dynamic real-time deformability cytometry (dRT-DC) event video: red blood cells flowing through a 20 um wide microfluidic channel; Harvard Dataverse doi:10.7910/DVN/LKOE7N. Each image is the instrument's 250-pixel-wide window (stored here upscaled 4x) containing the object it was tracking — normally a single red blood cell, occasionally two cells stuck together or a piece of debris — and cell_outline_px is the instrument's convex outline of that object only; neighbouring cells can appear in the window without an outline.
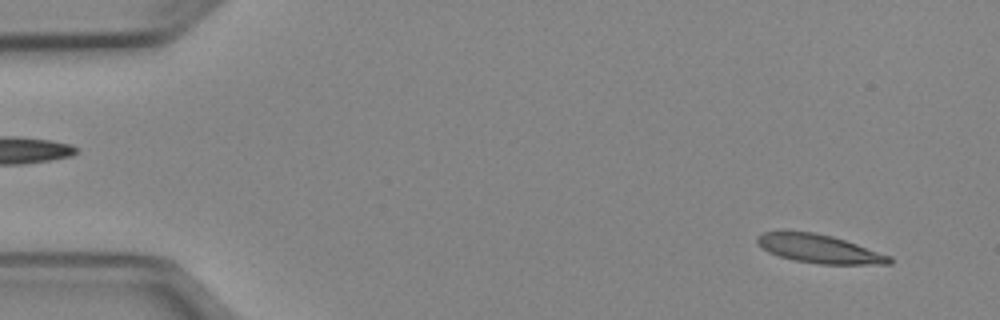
{"species": "Egyptian fruit bat (a non-hibernating species)", "species_latin": "Rousettus aegyptiacus", "temperature_condition": "cold", "stored_images_in_passage": 50, "camera_frame_rate_fps": 3000, "um_per_image_px": 0.085, "animal": {"sex": "female"}, "frame": {"image": 1, "passage_image": 3, "time_ms": 0.667, "image_size_px": [1000, 320], "cell_outline_px": [[892, 264], [820, 264], [792, 260], [768, 252], [756, 244], [756, 236], [764, 232], [812, 232], [832, 236], [892, 256]], "centroid_in_image_um": [69.62, 21.16], "position_along_channel_um": 15.4, "area_um2": 21.79}}
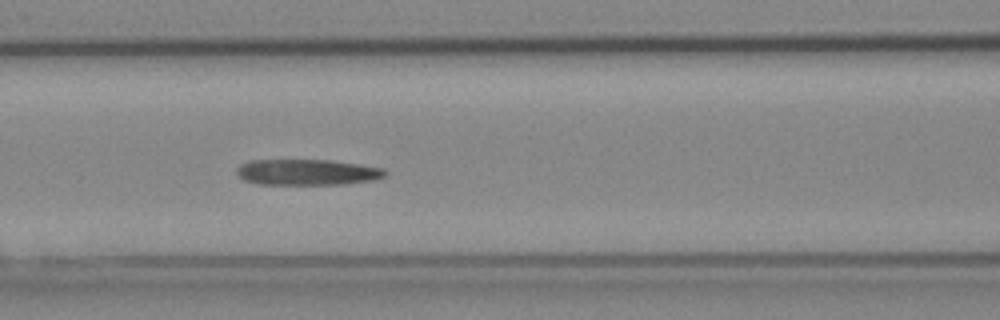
{"frame": {"image": 2, "passage_image": 21, "time_ms": 6.667, "image_size_px": [1000, 320], "cell_outline_px": [[388, 172], [384, 176], [372, 180], [340, 184], [260, 184], [244, 180], [236, 176], [236, 168], [240, 164], [248, 160], [332, 160], [360, 164], [384, 168]], "centroid_in_image_um": [26.07, 14.62], "position_along_channel_um": 140.5, "area_um2": 22.48}}
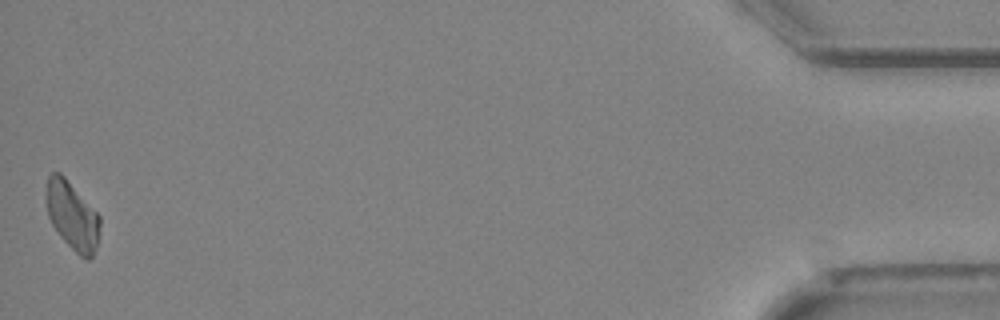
{"frame": {"image": 3, "passage_image": 50, "time_ms": 16.333, "image_size_px": [1000, 320], "cell_outline_px": [[100, 224], [96, 248], [92, 256], [88, 260], [80, 256], [60, 236], [52, 224], [48, 216], [44, 192], [48, 176], [52, 172], [60, 172], [64, 176], [100, 216]], "centroid_in_image_um": [6.11, 18.31], "position_along_channel_um": 429.1, "area_um2": 21.27}}